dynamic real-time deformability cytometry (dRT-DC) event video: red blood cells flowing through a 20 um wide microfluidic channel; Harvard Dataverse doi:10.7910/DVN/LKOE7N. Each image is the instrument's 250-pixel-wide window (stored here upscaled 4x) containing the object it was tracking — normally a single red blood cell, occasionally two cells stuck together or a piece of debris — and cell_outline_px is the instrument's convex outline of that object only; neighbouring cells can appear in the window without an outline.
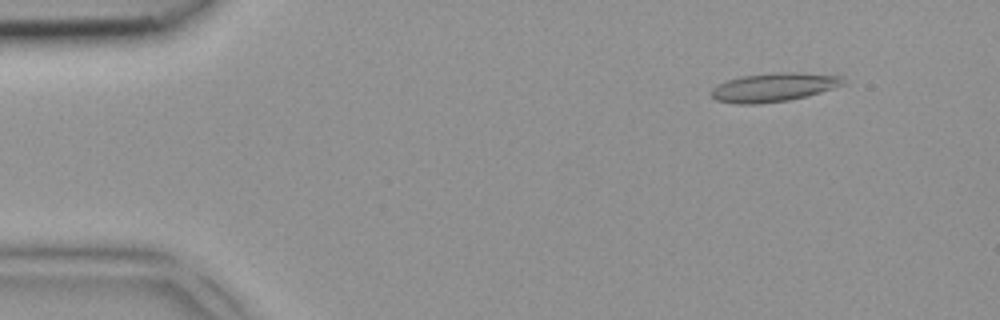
{"species": "common noctule bat (a hibernating species)", "species_latin": "Nyctalus noctula", "temperature_condition": "room temperature", "stored_images_in_passage": 4, "camera_frame_rate_fps": 3000, "um_per_image_px": 0.085, "animal": {"sex": "female", "body_mass_g": 18.4}, "frame": {"image": 1, "passage_image": 2, "time_ms": 0.333, "image_size_px": [1000, 320], "cell_outline_px": [[844, 84], [820, 92], [788, 100], [760, 104], [740, 104], [716, 100], [712, 96], [712, 88], [728, 80], [740, 76], [772, 72], [796, 72], [844, 76]], "centroid_in_image_um": [65.77, 7.4], "position_along_channel_um": 19.2, "area_um2": 21.91}}
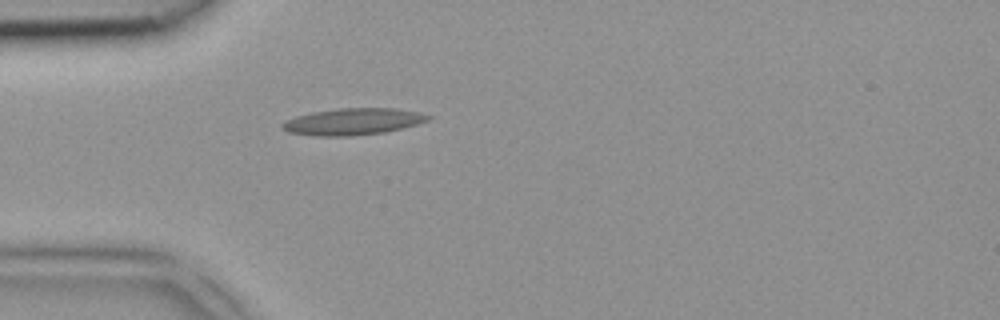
{"frame": {"image": 2, "passage_image": 4, "time_ms": 1.0, "image_size_px": [1000, 320], "cell_outline_px": [[432, 116], [428, 120], [404, 128], [384, 132], [352, 136], [312, 136], [288, 132], [280, 128], [280, 124], [296, 116], [312, 112], [340, 108], [392, 108], [420, 112]], "centroid_in_image_um": [29.98, 10.34], "position_along_channel_um": 55.0, "area_um2": 22.72}}